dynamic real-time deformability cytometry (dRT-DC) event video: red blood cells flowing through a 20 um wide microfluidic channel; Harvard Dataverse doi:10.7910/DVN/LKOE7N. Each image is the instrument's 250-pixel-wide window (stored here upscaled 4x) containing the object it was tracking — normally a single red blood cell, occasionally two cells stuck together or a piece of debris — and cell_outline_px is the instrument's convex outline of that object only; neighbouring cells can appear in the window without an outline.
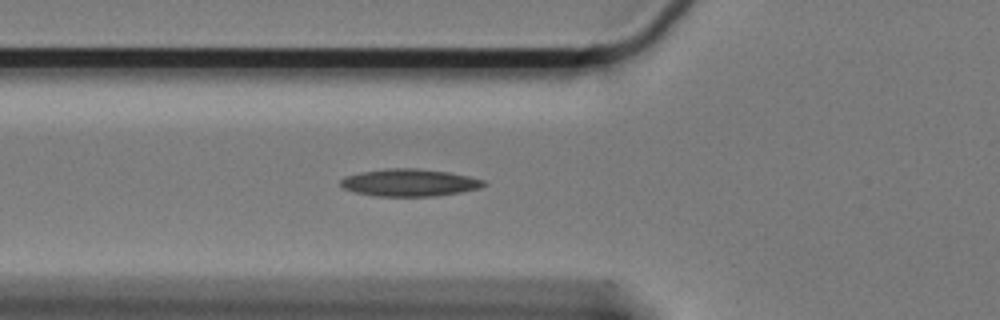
{"species": "Egyptian fruit bat (a non-hibernating species)", "species_latin": "Rousettus aegyptiacus", "temperature_condition": "cold", "stored_images_in_passage": 27, "camera_frame_rate_fps": 3000, "um_per_image_px": 0.085, "animal": {"sex": "female"}, "frame": {"image": 1, "passage_image": 12, "time_ms": 3.667, "image_size_px": [1000, 320], "cell_outline_px": [[488, 184], [480, 188], [460, 192], [432, 196], [376, 196], [356, 192], [344, 188], [340, 184], [340, 180], [344, 176], [360, 172], [384, 168], [420, 168], [448, 172], [468, 176], [484, 180]], "centroid_in_image_um": [34.8, 15.51], "position_along_channel_um": 91.0, "area_um2": 22.83}}
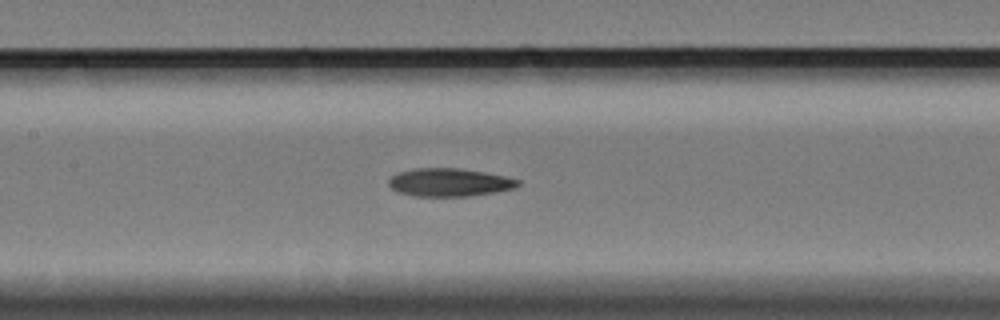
{"frame": {"image": 2, "passage_image": 19, "time_ms": 6.0, "image_size_px": [1000, 320], "cell_outline_px": [[520, 184], [516, 188], [496, 192], [472, 196], [416, 196], [396, 192], [388, 184], [388, 180], [396, 172], [416, 168], [460, 168], [484, 172], [504, 176], [520, 180]], "centroid_in_image_um": [38.19, 15.5], "position_along_channel_um": 169.2, "area_um2": 21.33}}
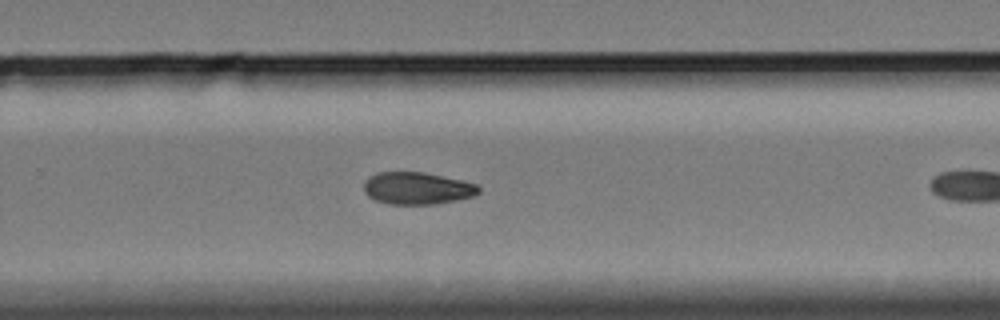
{"frame": {"image": 3, "passage_image": 26, "time_ms": 8.333, "image_size_px": [1000, 320], "cell_outline_px": [[480, 192], [472, 196], [456, 200], [436, 204], [388, 204], [376, 200], [368, 196], [364, 192], [364, 180], [368, 176], [376, 172], [424, 172], [460, 180], [476, 184], [480, 188]], "centroid_in_image_um": [35.41, 16.0], "position_along_channel_um": 294.4, "area_um2": 21.56}}